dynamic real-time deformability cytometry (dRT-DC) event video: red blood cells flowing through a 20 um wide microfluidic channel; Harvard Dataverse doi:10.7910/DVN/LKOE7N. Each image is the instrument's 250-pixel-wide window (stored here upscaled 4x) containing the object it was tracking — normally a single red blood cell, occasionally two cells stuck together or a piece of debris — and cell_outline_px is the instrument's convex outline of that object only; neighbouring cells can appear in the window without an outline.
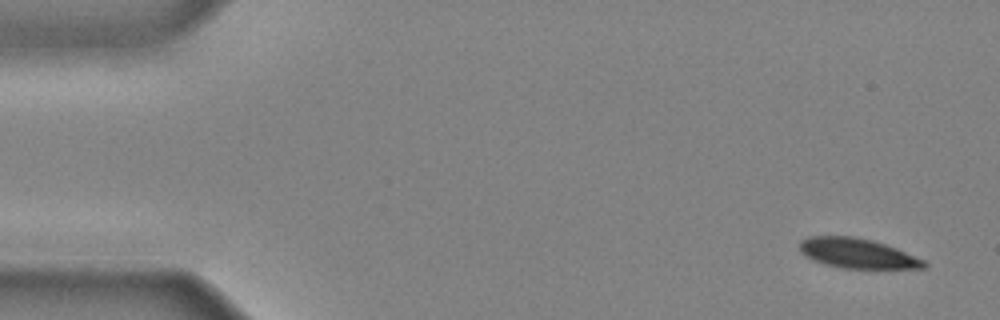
{"species": "common noctule bat (a hibernating species)", "species_latin": "Nyctalus noctula", "temperature_condition": "cold", "stored_images_in_passage": 42, "camera_frame_rate_fps": 3000, "um_per_image_px": 0.085, "animal": {"sex": "male", "body_mass_g": 20.4}, "frame": {"image": 1, "passage_image": 1, "time_ms": 0.0, "image_size_px": [1000, 320], "cell_outline_px": [[928, 268], [840, 268], [824, 264], [812, 260], [804, 256], [800, 252], [800, 240], [808, 236], [852, 236], [872, 240], [896, 248], [924, 260], [928, 264]], "centroid_in_image_um": [72.84, 21.53], "position_along_channel_um": 12.2, "area_um2": 21.68}}
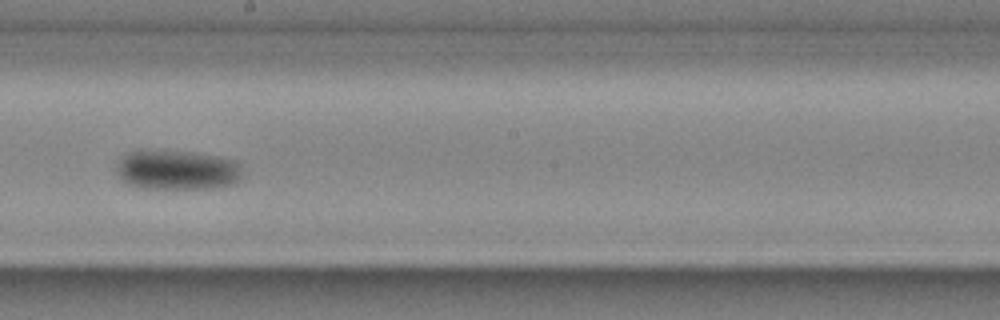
{"frame": {"image": 2, "passage_image": 24, "time_ms": 7.667, "image_size_px": [1000, 320], "cell_outline_px": [[244, 176], [240, 180], [232, 184], [208, 188], [144, 188], [124, 184], [120, 180], [116, 172], [116, 164], [128, 152], [192, 152], [216, 156], [236, 160], [240, 164]], "centroid_in_image_um": [15.08, 14.47], "position_along_channel_um": 233.1, "area_um2": 28.96}}
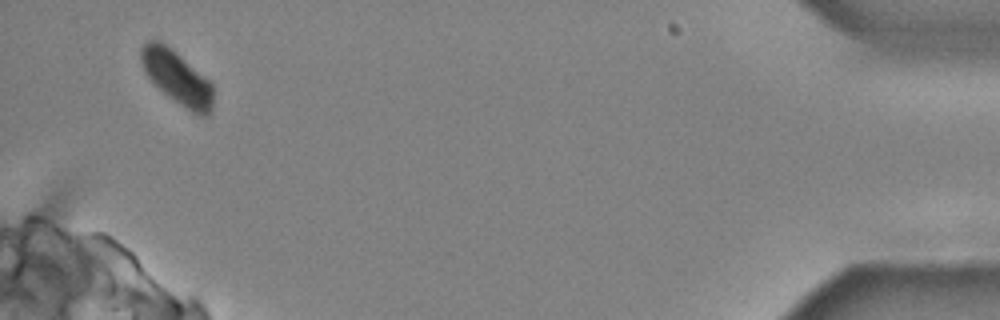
{"frame": {"image": 3, "passage_image": 41, "time_ms": 13.333, "image_size_px": [1000, 320], "cell_outline_px": [[212, 108], [208, 116], [200, 116], [192, 112], [180, 104], [164, 92], [144, 72], [140, 60], [140, 48], [148, 40], [160, 40], [180, 56], [208, 80], [212, 84]], "centroid_in_image_um": [15.02, 6.58], "position_along_channel_um": 420.2, "area_um2": 21.91}}